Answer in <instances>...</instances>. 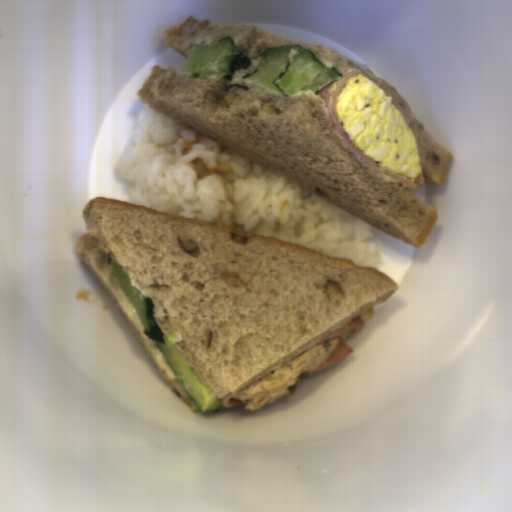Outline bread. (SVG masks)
I'll return each instance as SVG.
<instances>
[{"mask_svg": "<svg viewBox=\"0 0 512 512\" xmlns=\"http://www.w3.org/2000/svg\"><path fill=\"white\" fill-rule=\"evenodd\" d=\"M87 232L79 259L126 318L143 350L191 410L195 401L116 281L106 254L152 301L155 323L218 399L315 347L399 285L306 245L236 230L146 206L93 196L82 208Z\"/></svg>", "mask_w": 512, "mask_h": 512, "instance_id": "1", "label": "bread"}, {"mask_svg": "<svg viewBox=\"0 0 512 512\" xmlns=\"http://www.w3.org/2000/svg\"><path fill=\"white\" fill-rule=\"evenodd\" d=\"M222 37L232 39L237 51L247 59L255 58L260 52L277 45H298L310 50L321 64L335 68L342 76L351 71L365 72L388 96L404 117L417 145L419 163L422 166L425 182L442 185L445 174L453 159V153L441 145L425 129L414 113L409 101L386 79L377 76L369 68L343 54L312 41H296L260 30L253 25H222L210 19L187 17L176 29L167 34L165 41L187 59V51L196 45H209Z\"/></svg>", "mask_w": 512, "mask_h": 512, "instance_id": "3", "label": "bread"}, {"mask_svg": "<svg viewBox=\"0 0 512 512\" xmlns=\"http://www.w3.org/2000/svg\"><path fill=\"white\" fill-rule=\"evenodd\" d=\"M150 107L414 247L437 210L351 150L313 90L284 96L155 65L135 92Z\"/></svg>", "mask_w": 512, "mask_h": 512, "instance_id": "2", "label": "bread"}]
</instances>
